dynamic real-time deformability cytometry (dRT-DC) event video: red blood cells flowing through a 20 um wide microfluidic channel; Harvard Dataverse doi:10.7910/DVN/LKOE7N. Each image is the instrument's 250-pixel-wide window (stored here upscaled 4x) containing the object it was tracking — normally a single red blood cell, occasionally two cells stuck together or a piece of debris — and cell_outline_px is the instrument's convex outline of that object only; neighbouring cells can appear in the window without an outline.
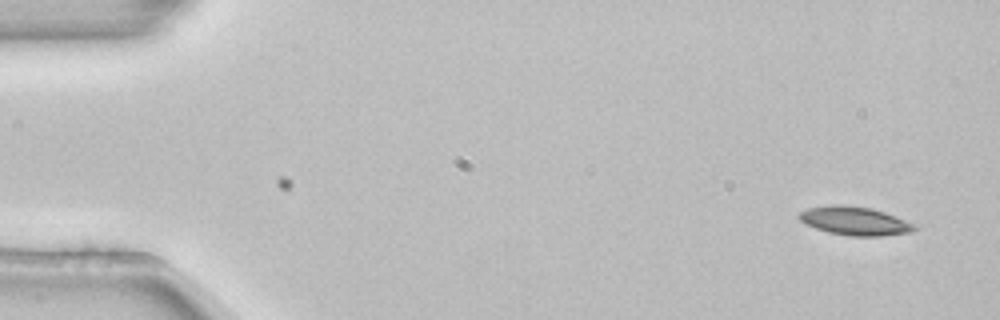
{"species": "common noctule bat (a hibernating species)", "species_latin": "Nyctalus noctula", "temperature_condition": "room temperature", "stored_images_in_passage": 3, "camera_frame_rate_fps": 3000, "um_per_image_px": 0.085, "animal": {"sex": "female", "body_mass_g": 22.7, "forearm_length_mm": 54.2}, "frame": {"image": 1, "passage_image": 3, "time_ms": 0.667, "image_size_px": [1000, 320], "cell_outline_px": [[920, 228], [912, 232], [880, 236], [852, 236], [828, 232], [804, 224], [796, 216], [800, 212], [808, 208], [832, 204], [840, 204], [872, 208], [920, 224]], "centroid_in_image_um": [72.72, 18.78], "position_along_channel_um": 12.3, "area_um2": 19.59}}